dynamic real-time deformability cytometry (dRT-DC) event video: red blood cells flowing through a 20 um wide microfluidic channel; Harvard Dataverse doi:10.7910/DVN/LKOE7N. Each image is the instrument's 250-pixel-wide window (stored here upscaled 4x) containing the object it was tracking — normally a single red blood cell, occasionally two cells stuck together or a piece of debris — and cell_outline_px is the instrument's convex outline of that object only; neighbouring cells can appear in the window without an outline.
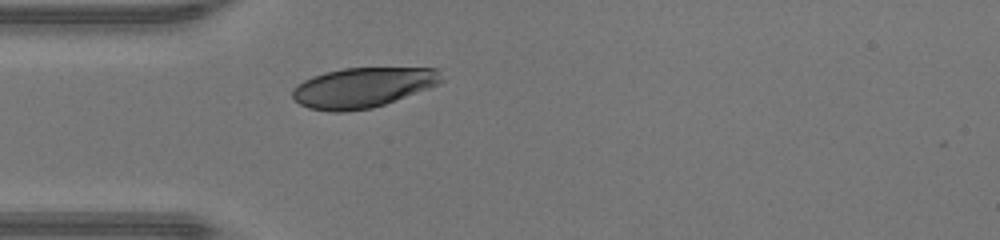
{"species": "human", "species_latin": "Homo sapiens", "temperature_condition": "warm", "stored_images_in_passage": 28, "camera_frame_rate_fps": 3000, "um_per_image_px": 0.085, "donor": {"sex": "male"}, "frame": {"image": 1, "passage_image": 1, "time_ms": 0.0, "image_size_px": [1000, 240], "cell_outline_px": [[444, 80], [428, 88], [384, 104], [372, 108], [344, 112], [332, 112], [308, 108], [300, 104], [292, 96], [292, 92], [304, 80], [312, 76], [324, 72], [344, 68], [436, 68]], "centroid_in_image_um": [30.81, 7.44], "position_along_channel_um": 54.2, "area_um2": 34.39}}
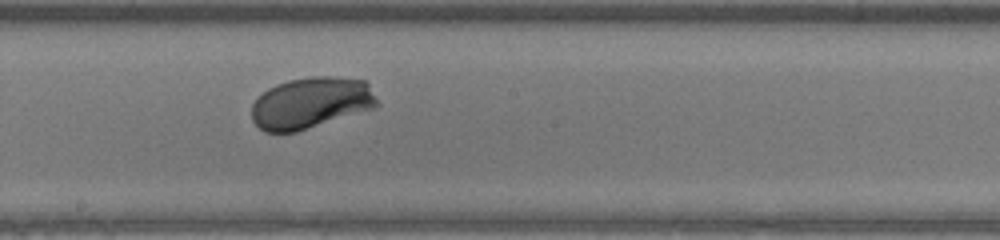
{"frame": {"image": 2, "passage_image": 13, "time_ms": 4.0, "image_size_px": [1000, 240], "cell_outline_px": [[380, 104], [376, 108], [296, 132], [264, 132], [252, 120], [252, 104], [268, 88], [276, 84], [288, 80], [312, 76], [336, 76], [364, 80], [368, 84]], "centroid_in_image_um": [26.45, 8.74], "position_along_channel_um": 221.7, "area_um2": 37.69}}
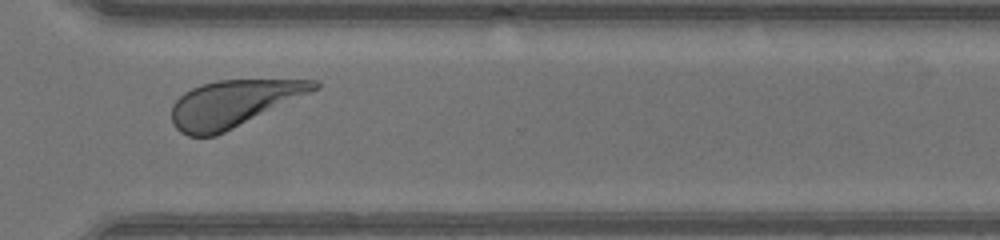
{"frame": {"image": 3, "passage_image": 22, "time_ms": 7.0, "image_size_px": [1000, 240], "cell_outline_px": [[320, 88], [216, 136], [188, 136], [180, 132], [172, 124], [172, 104], [184, 92], [192, 88], [216, 80], [320, 80]], "centroid_in_image_um": [19.81, 8.8], "position_along_channel_um": 350.8, "area_um2": 38.44}, "authors_computed_cell_mechanics": {"area_um2": 37.3388, "velocity_mm_per_s": 4.3123, "shape_relaxation_time_tau1_ms": 1.557, "shape_relaxation_time_tau2_ms": null, "deformation_change_tau1": 0.142, "deformation_change_tau2": null}}